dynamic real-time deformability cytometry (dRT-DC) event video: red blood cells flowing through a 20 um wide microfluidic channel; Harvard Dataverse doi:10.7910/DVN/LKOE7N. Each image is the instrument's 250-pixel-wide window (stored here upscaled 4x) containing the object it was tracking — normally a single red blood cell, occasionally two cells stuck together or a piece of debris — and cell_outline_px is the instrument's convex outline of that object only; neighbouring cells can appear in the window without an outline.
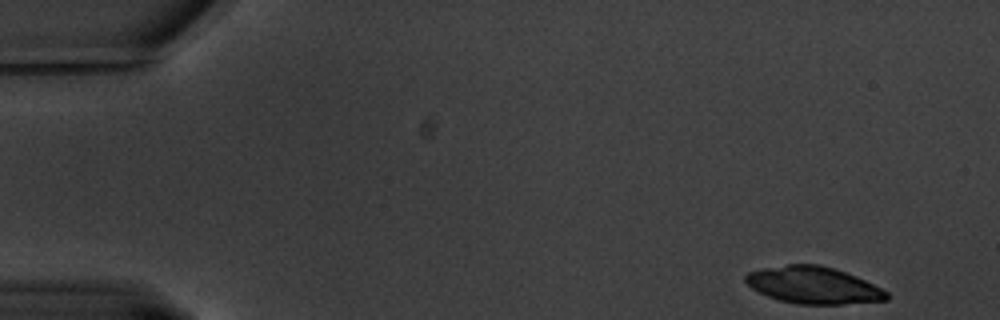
{"species": "common noctule bat (a hibernating species)", "species_latin": "Nyctalus noctula", "temperature_condition": "warm", "stored_images_in_passage": 58, "camera_frame_rate_fps": 3000, "um_per_image_px": 0.085, "animal": {"sex": "male", "body_mass_g": 20.1, "forearm_length_mm": 53.5}, "frame": {"image": 1, "passage_image": 1, "time_ms": 0.0, "image_size_px": [1000, 320], "cell_outline_px": [[888, 300], [840, 304], [796, 304], [780, 300], [768, 296], [752, 288], [744, 280], [744, 276], [748, 272], [760, 268], [788, 264], [820, 264], [856, 276], [888, 292]], "centroid_in_image_um": [69.1, 24.23], "position_along_channel_um": 15.9, "area_um2": 30.23}}